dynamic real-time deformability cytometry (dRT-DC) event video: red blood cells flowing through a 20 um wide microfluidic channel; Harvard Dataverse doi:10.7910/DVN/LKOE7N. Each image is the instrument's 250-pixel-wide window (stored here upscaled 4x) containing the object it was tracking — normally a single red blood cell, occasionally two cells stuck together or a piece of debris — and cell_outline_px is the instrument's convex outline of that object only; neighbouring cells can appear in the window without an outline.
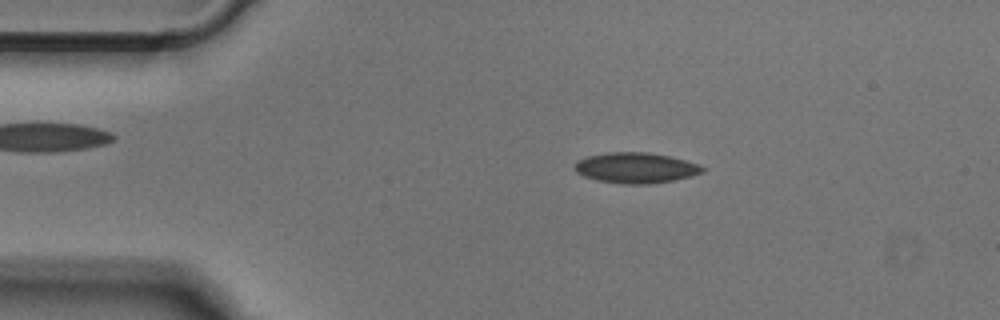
{"species": "Egyptian fruit bat (a non-hibernating species)", "species_latin": "Rousettus aegyptiacus", "temperature_condition": "cold", "stored_images_in_passage": 46, "camera_frame_rate_fps": 3000, "um_per_image_px": 0.085, "animal": {"sex": "male"}, "frame": {"image": 1, "passage_image": 5, "time_ms": 1.333, "image_size_px": [1000, 320], "cell_outline_px": [[708, 168], [704, 172], [692, 176], [672, 180], [648, 184], [624, 184], [596, 180], [584, 176], [576, 172], [572, 168], [576, 160], [588, 156], [608, 152], [648, 152], [668, 156], [700, 164]], "centroid_in_image_um": [54.03, 14.26], "position_along_channel_um": 31.0, "area_um2": 22.95}}
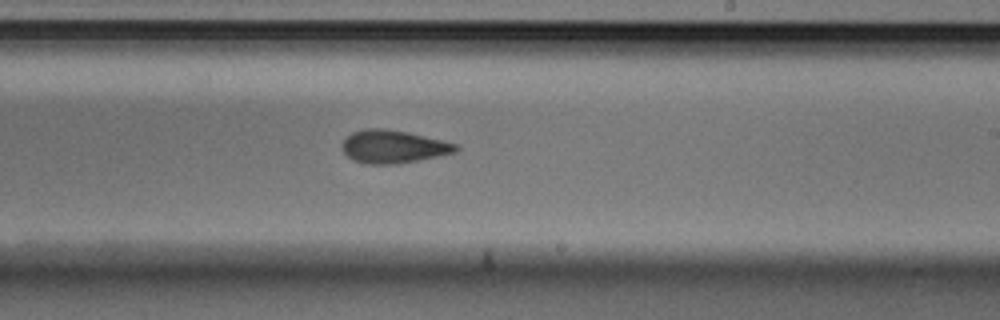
{"frame": {"image": 2, "passage_image": 25, "time_ms": 8.0, "image_size_px": [1000, 320], "cell_outline_px": [[460, 148], [456, 152], [420, 160], [392, 164], [364, 164], [352, 160], [340, 148], [340, 144], [352, 132], [364, 128], [384, 128], [408, 132], [460, 144]], "centroid_in_image_um": [33.43, 12.46], "position_along_channel_um": 255.6, "area_um2": 22.14}}
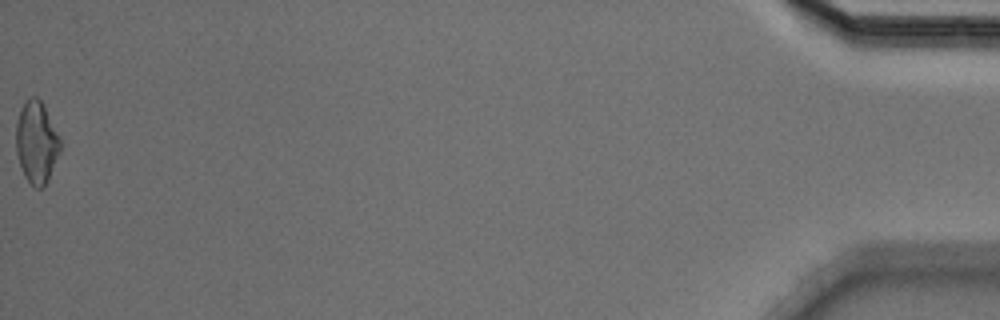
{"frame": {"image": 3, "passage_image": 46, "time_ms": 15.0, "image_size_px": [1000, 320], "cell_outline_px": [[64, 144], [44, 188], [36, 188], [24, 176], [16, 152], [16, 120], [20, 108], [28, 96], [36, 96], [44, 104]], "centroid_in_image_um": [3.13, 12.06], "position_along_channel_um": 432.1, "area_um2": 21.68}}